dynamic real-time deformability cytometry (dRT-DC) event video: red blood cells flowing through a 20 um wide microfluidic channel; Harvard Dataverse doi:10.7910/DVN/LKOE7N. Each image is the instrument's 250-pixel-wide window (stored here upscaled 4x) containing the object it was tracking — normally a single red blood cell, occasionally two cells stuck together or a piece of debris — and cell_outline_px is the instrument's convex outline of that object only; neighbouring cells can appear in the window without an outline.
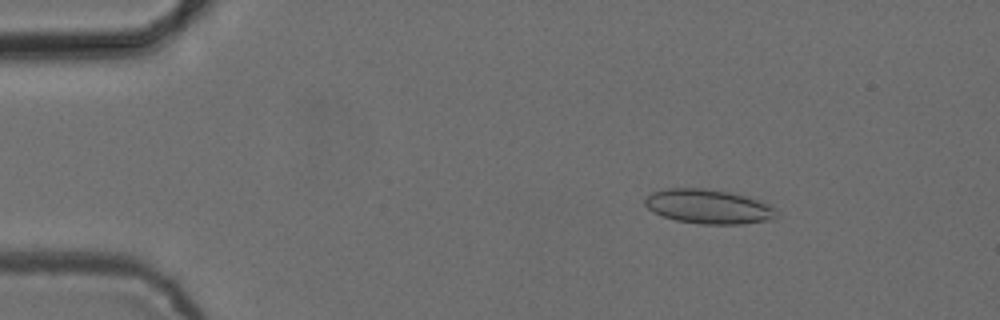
{"species": "common noctule bat (a hibernating species)", "species_latin": "Nyctalus noctula", "temperature_condition": "cold", "stored_images_in_passage": 53, "camera_frame_rate_fps": 3000, "um_per_image_px": 0.085, "animal": {"sex": "female", "body_mass_g": 24.6, "forearm_length_mm": 56.2}, "frame": {"image": 1, "passage_image": 8, "time_ms": 2.333, "image_size_px": [1000, 320], "cell_outline_px": [[780, 216], [776, 220], [744, 224], [700, 224], [676, 220], [664, 216], [648, 208], [644, 204], [644, 200], [652, 192], [668, 188], [704, 188], [728, 192], [748, 196], [772, 204], [776, 208]], "centroid_in_image_um": [60.34, 17.56], "position_along_channel_um": 24.7, "area_um2": 26.76}}
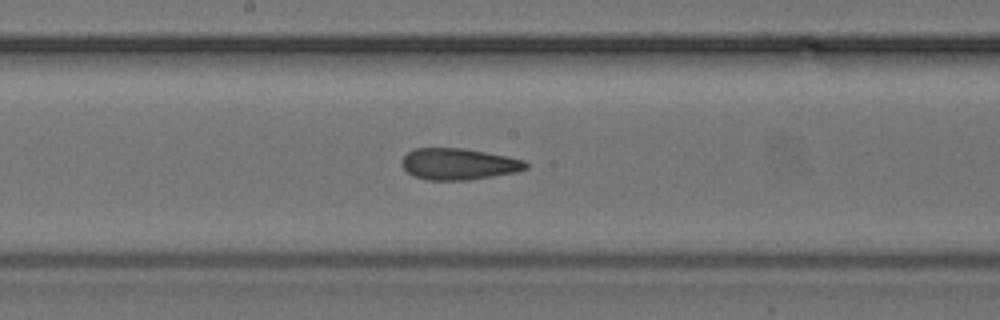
{"frame": {"image": 2, "passage_image": 28, "time_ms": 9.0, "image_size_px": [1000, 320], "cell_outline_px": [[528, 168], [516, 172], [468, 180], [428, 180], [412, 176], [400, 164], [404, 156], [408, 152], [416, 148], [464, 148], [508, 156], [524, 160], [528, 164]], "centroid_in_image_um": [38.98, 13.94], "position_along_channel_um": 209.2, "area_um2": 22.77}}
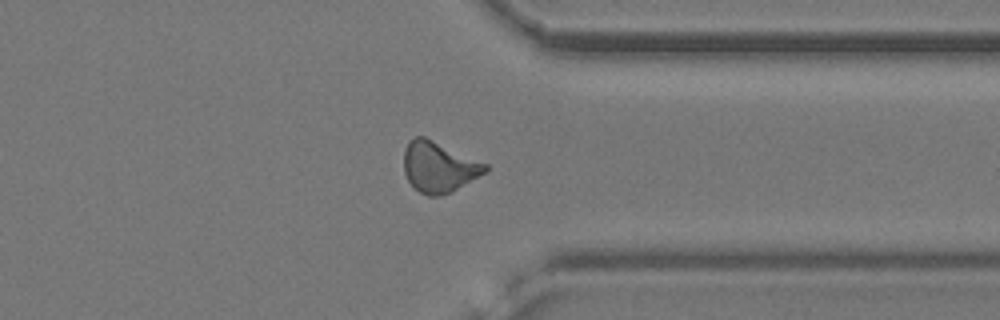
{"frame": {"image": 3, "passage_image": 41, "time_ms": 13.333, "image_size_px": [1000, 320], "cell_outline_px": [[488, 172], [452, 192], [440, 196], [428, 196], [420, 192], [408, 180], [404, 172], [404, 148], [408, 140], [416, 136], [424, 136], [488, 164]], "centroid_in_image_um": [37.32, 14.19], "position_along_channel_um": 374.1, "area_um2": 24.22}, "authors_computed_cell_mechanics": {"area_um2": 23.698, "velocity_mm_per_s": 3.868, "shape_relaxation_time_tau1_ms": null, "shape_relaxation_time_tau2_ms": 2.5534, "deformation_change_tau1": null, "deformation_change_tau2": 0.1106}}